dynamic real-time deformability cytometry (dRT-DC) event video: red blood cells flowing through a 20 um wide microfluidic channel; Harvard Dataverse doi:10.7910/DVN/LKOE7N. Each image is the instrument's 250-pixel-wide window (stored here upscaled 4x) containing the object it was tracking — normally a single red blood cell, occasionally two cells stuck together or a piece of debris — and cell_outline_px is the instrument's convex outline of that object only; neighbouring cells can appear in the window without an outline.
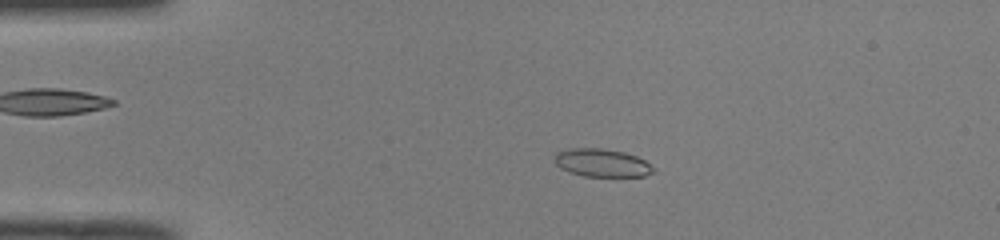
{"species": "common noctule bat (a hibernating species)", "species_latin": "Nyctalus noctula", "temperature_condition": "room temperature", "stored_images_in_passage": 51, "camera_frame_rate_fps": 3000, "um_per_image_px": 0.085, "animal": {"sex": "male", "body_mass_g": 19.0, "forearm_length_mm": 50.8}, "frame": {"image": 1, "passage_image": 11, "time_ms": 3.333, "image_size_px": [1000, 240], "cell_outline_px": [[656, 172], [644, 176], [584, 176], [568, 172], [560, 168], [556, 164], [556, 152], [568, 148], [600, 148], [624, 152], [636, 156], [644, 160], [656, 168]], "centroid_in_image_um": [51.19, 13.84], "position_along_channel_um": 33.8, "area_um2": 16.18}}
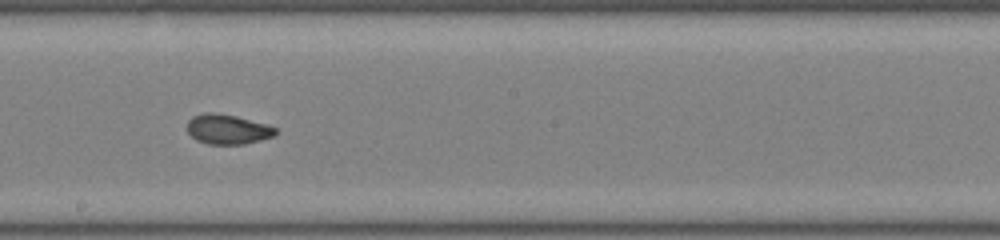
{"frame": {"image": 2, "passage_image": 29, "time_ms": 9.333, "image_size_px": [1000, 240], "cell_outline_px": [[276, 136], [244, 144], [208, 144], [196, 140], [188, 132], [188, 120], [192, 116], [204, 112], [216, 112], [236, 116], [268, 124], [276, 128]], "centroid_in_image_um": [19.35, 10.98], "position_along_channel_um": 228.8, "area_um2": 15.49}}
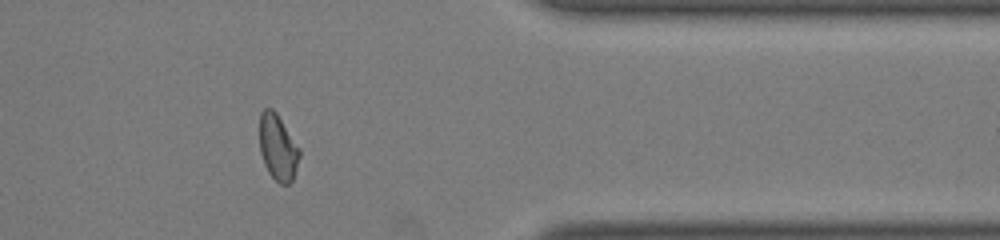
{"frame": {"image": 3, "passage_image": 42, "time_ms": 13.667, "image_size_px": [1000, 240], "cell_outline_px": [[300, 156], [292, 180], [288, 184], [280, 184], [268, 172], [264, 164], [260, 152], [260, 112], [264, 108], [272, 108], [276, 112], [300, 148]], "centroid_in_image_um": [23.61, 12.52], "position_along_channel_um": 387.8, "area_um2": 15.32}, "authors_computed_cell_mechanics": {"area_um2": 15.895, "velocity_mm_per_s": 4.0198, "shape_relaxation_time_tau1_ms": 7.3044, "shape_relaxation_time_tau2_ms": 1.3184, "deformation_change_tau1": 0.2126, "deformation_change_tau2": 0.0561}}